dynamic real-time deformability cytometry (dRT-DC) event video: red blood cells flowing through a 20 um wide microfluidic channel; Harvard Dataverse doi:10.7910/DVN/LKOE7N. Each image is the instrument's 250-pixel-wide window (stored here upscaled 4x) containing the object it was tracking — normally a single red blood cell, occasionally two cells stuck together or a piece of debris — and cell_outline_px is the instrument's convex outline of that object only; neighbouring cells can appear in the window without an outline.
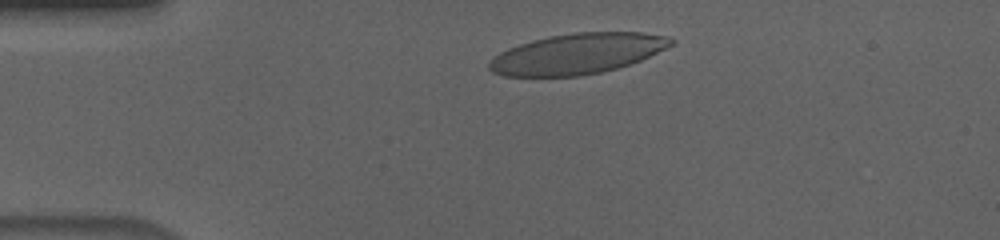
{"species": "human", "species_latin": "Homo sapiens", "temperature_condition": "cold", "stored_images_in_passage": 45, "camera_frame_rate_fps": 3000, "um_per_image_px": 0.085, "donor": {"sex": "male"}, "frame": {"image": 1, "passage_image": 1, "time_ms": 0.0, "image_size_px": [1000, 240], "cell_outline_px": [[676, 44], [640, 60], [616, 68], [600, 72], [580, 76], [504, 76], [492, 72], [488, 68], [488, 60], [500, 52], [508, 48], [532, 40], [548, 36], [576, 32], [640, 32], [672, 36], [676, 40]], "centroid_in_image_um": [49.09, 4.56], "position_along_channel_um": 35.9, "area_um2": 43.18}}
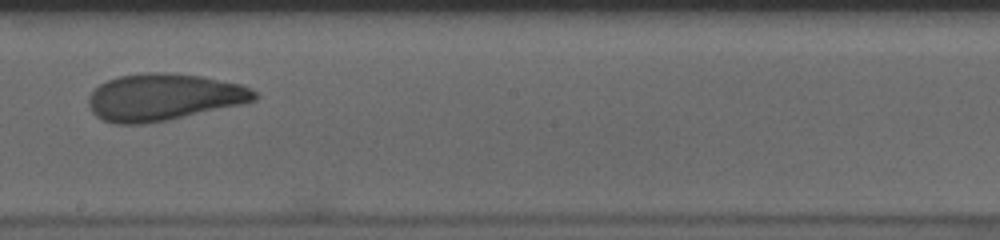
{"frame": {"image": 2, "passage_image": 21, "time_ms": 6.667, "image_size_px": [1000, 240], "cell_outline_px": [[260, 96], [256, 100], [244, 104], [168, 120], [144, 124], [116, 124], [104, 120], [96, 116], [92, 112], [88, 104], [88, 96], [100, 84], [108, 80], [120, 76], [148, 72], [168, 72], [200, 76], [240, 84], [256, 92]], "centroid_in_image_um": [13.92, 8.26], "position_along_channel_um": 234.3, "area_um2": 45.43}}
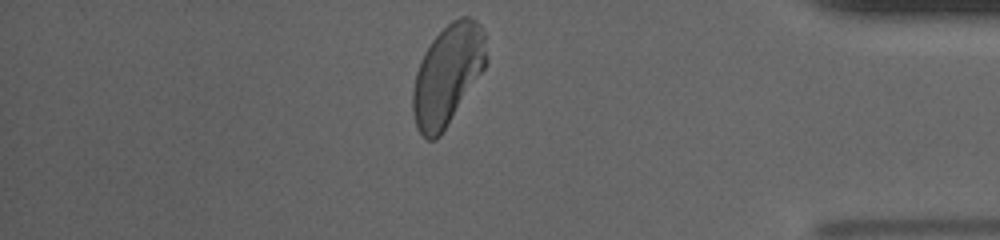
{"frame": {"image": 3, "passage_image": 37, "time_ms": 12.0, "image_size_px": [1000, 240], "cell_outline_px": [[488, 60], [484, 68], [440, 136], [436, 140], [428, 140], [416, 128], [412, 112], [412, 88], [416, 72], [420, 60], [424, 52], [432, 40], [452, 20], [460, 16], [468, 16], [476, 20], [480, 24], [484, 32], [488, 56]], "centroid_in_image_um": [38.03, 6.34], "position_along_channel_um": 397.2, "area_um2": 42.89}, "authors_computed_cell_mechanics": {"area_um2": 44.2748, "velocity_mm_per_s": 3.6269, "shape_relaxation_time_tau1_ms": 5.4371, "shape_relaxation_time_tau2_ms": 1.448, "deformation_change_tau1": 0.1651, "deformation_change_tau2": 0.0794}}